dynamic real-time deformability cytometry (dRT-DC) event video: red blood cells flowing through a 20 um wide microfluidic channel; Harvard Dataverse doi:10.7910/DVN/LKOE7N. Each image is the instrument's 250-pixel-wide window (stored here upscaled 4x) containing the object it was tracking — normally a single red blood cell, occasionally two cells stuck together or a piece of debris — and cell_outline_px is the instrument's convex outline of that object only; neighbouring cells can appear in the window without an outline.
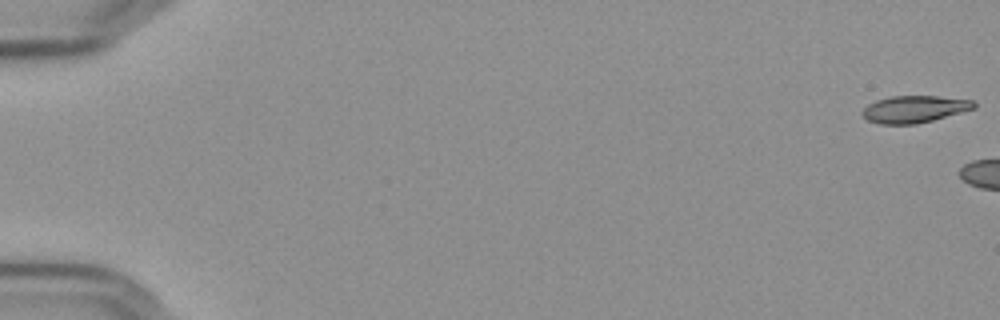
{"species": "Egyptian fruit bat (a non-hibernating species)", "species_latin": "Rousettus aegyptiacus", "temperature_condition": "cold", "stored_images_in_passage": 9, "camera_frame_rate_fps": 3000, "um_per_image_px": 0.085, "frame": {"image": 1, "passage_image": 1, "time_ms": 0.0, "image_size_px": [1000, 320], "cell_outline_px": [[976, 108], [932, 120], [916, 124], [880, 124], [868, 120], [860, 112], [868, 104], [876, 100], [892, 96], [936, 96], [972, 100], [976, 104]], "centroid_in_image_um": [77.71, 9.27], "position_along_channel_um": 7.3, "area_um2": 17.46}}